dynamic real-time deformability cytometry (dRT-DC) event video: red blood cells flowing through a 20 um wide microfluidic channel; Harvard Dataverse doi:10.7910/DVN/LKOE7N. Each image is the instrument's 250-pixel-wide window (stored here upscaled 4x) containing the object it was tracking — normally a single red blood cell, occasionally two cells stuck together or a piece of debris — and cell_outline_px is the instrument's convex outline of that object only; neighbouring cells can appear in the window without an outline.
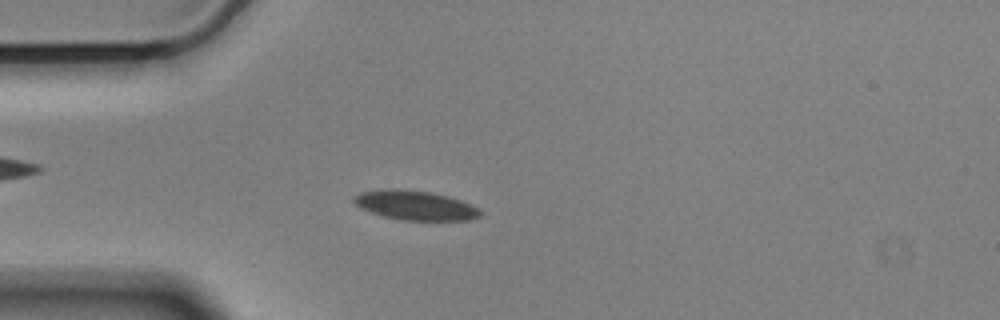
{"species": "Egyptian fruit bat (a non-hibernating species)", "species_latin": "Rousettus aegyptiacus", "temperature_condition": "cold", "stored_images_in_passage": 55, "camera_frame_rate_fps": 3000, "um_per_image_px": 0.085, "animal": {"sex": "male"}, "frame": {"image": 1, "passage_image": 14, "time_ms": 4.333, "image_size_px": [1000, 320], "cell_outline_px": [[484, 212], [480, 216], [472, 220], [400, 220], [380, 216], [360, 208], [352, 200], [352, 196], [360, 192], [388, 188], [396, 188], [432, 192], [448, 196], [460, 200], [480, 208]], "centroid_in_image_um": [35.28, 17.45], "position_along_channel_um": 49.7, "area_um2": 22.08}}
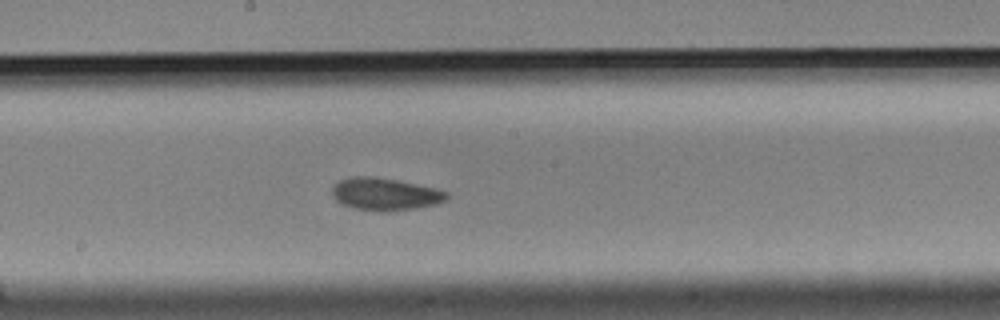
{"frame": {"image": 2, "passage_image": 29, "time_ms": 9.333, "image_size_px": [1000, 320], "cell_outline_px": [[448, 200], [436, 204], [416, 208], [384, 212], [380, 212], [352, 208], [336, 200], [332, 196], [332, 184], [348, 176], [372, 176], [396, 180], [436, 188], [448, 192]], "centroid_in_image_um": [32.71, 16.5], "position_along_channel_um": 215.5, "area_um2": 21.91}}
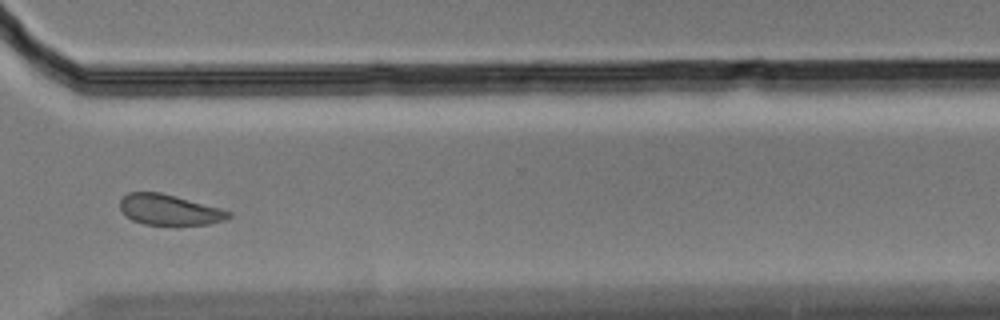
{"frame": {"image": 3, "passage_image": 41, "time_ms": 13.333, "image_size_px": [1000, 320], "cell_outline_px": [[232, 216], [224, 220], [208, 224], [144, 224], [132, 220], [124, 216], [120, 208], [120, 200], [128, 192], [160, 192], [176, 196], [220, 208], [232, 212]], "centroid_in_image_um": [14.37, 17.82], "position_along_channel_um": 356.2, "area_um2": 19.25}, "authors_computed_cell_mechanics": {"area_um2": 21.0392, "velocity_mm_per_s": 3.5209, "shape_relaxation_time_tau1_ms": 3.7218, "shape_relaxation_time_tau2_ms": 4.06, "deformation_change_tau1": 0.077, "deformation_change_tau2": 0.0887}}